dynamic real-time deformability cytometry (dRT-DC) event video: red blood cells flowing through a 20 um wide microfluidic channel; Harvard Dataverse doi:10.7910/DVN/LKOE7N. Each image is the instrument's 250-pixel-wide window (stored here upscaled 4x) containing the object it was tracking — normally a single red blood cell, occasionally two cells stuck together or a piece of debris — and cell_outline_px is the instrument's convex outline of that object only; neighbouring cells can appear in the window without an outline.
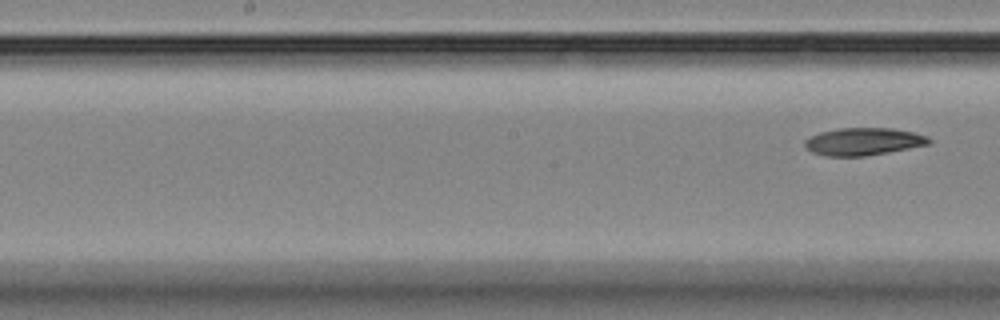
{"species": "Egyptian fruit bat (a non-hibernating species)", "species_latin": "Rousettus aegyptiacus", "temperature_condition": "room temperature", "stored_images_in_passage": 9, "camera_frame_rate_fps": 3000, "um_per_image_px": 0.085, "animal": {"sex": "female"}, "frame": {"image": 1, "passage_image": 9, "time_ms": 10.0, "image_size_px": [1000, 320], "cell_outline_px": [[932, 140], [928, 144], [888, 152], [864, 156], [824, 156], [812, 152], [804, 144], [804, 140], [820, 132], [840, 128], [892, 128], [912, 132], [928, 136]], "centroid_in_image_um": [73.38, 12.03], "position_along_channel_um": 174.8, "area_um2": 19.71}}